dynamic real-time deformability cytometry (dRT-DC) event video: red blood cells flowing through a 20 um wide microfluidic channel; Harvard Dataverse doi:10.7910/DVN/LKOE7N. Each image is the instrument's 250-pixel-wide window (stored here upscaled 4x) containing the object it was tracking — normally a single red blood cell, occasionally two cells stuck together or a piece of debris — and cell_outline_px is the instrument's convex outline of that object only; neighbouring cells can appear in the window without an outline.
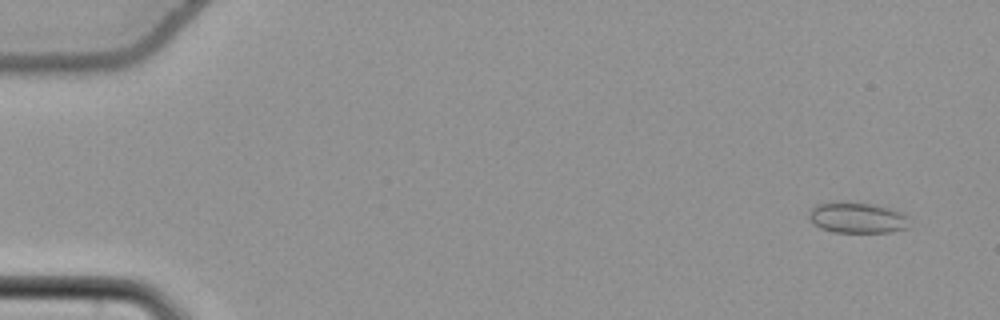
{"species": "common noctule bat (a hibernating species)", "species_latin": "Nyctalus noctula", "temperature_condition": "cold", "stored_images_in_passage": 57, "camera_frame_rate_fps": 3000, "um_per_image_px": 0.085, "animal": {"sex": "female", "body_mass_g": 22.7, "forearm_length_mm": 54.2}, "frame": {"image": 1, "passage_image": 4, "time_ms": 1.0, "image_size_px": [1000, 320], "cell_outline_px": [[912, 216], [908, 228], [892, 232], [832, 232], [820, 228], [808, 216], [812, 208], [816, 204], [836, 200], [872, 204], [888, 208]], "centroid_in_image_um": [72.91, 18.49], "position_along_channel_um": 12.1, "area_um2": 18.38}}
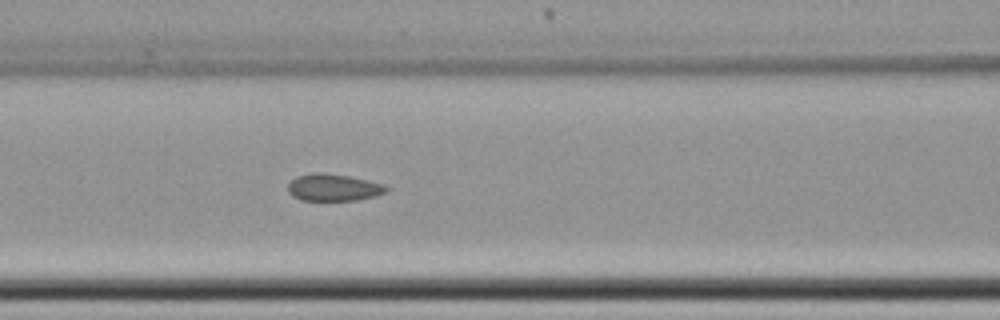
{"frame": {"image": 2, "passage_image": 26, "time_ms": 8.333, "image_size_px": [1000, 320], "cell_outline_px": [[388, 188], [384, 192], [376, 196], [356, 200], [300, 200], [292, 196], [288, 192], [288, 184], [296, 176], [316, 172], [320, 172], [348, 176], [368, 180], [384, 184]], "centroid_in_image_um": [28.32, 15.93], "position_along_channel_um": 138.3, "area_um2": 15.43}}
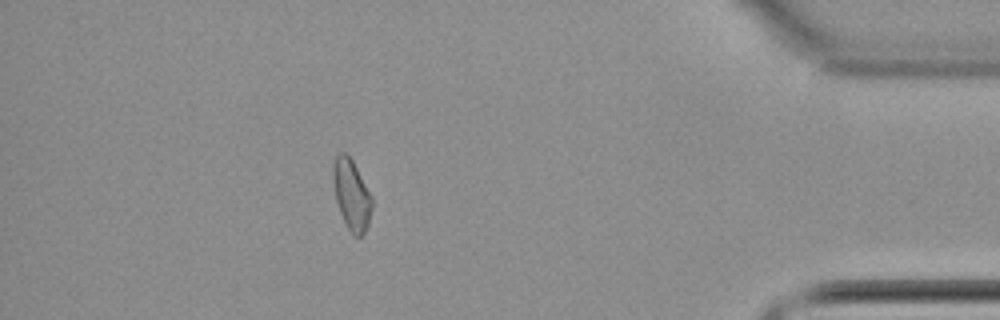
{"frame": {"image": 3, "passage_image": 51, "time_ms": 16.667, "image_size_px": [1000, 320], "cell_outline_px": [[372, 208], [368, 224], [364, 232], [360, 236], [356, 236], [348, 228], [340, 212], [336, 200], [332, 180], [332, 168], [336, 156], [340, 152], [344, 152], [352, 160], [372, 196]], "centroid_in_image_um": [29.87, 16.52], "position_along_channel_um": 405.3, "area_um2": 15.72}}